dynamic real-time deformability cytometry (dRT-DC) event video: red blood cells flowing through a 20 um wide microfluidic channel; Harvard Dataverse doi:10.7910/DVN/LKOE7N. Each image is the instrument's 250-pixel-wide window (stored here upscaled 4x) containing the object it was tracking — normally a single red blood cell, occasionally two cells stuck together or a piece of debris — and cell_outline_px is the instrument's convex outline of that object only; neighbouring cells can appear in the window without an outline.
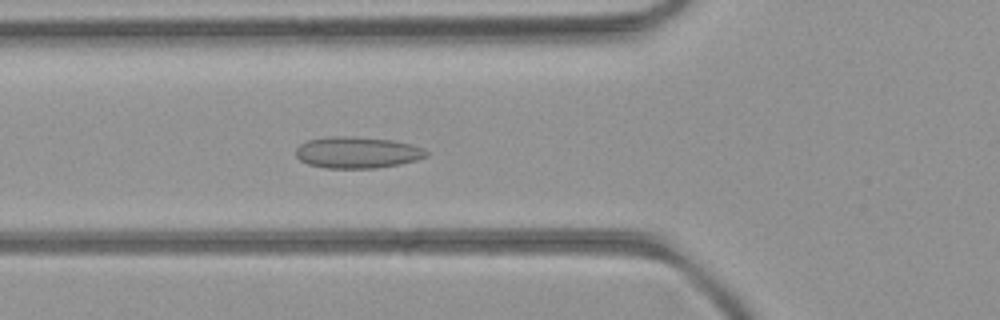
{"species": "common noctule bat (a hibernating species)", "species_latin": "Nyctalus noctula", "temperature_condition": "room temperature", "stored_images_in_passage": 38, "camera_frame_rate_fps": 3000, "um_per_image_px": 0.085, "animal": {"sex": "female", "body_mass_g": 21.9}, "frame": {"image": 1, "passage_image": 7, "time_ms": 2.0, "image_size_px": [1000, 320], "cell_outline_px": [[428, 156], [416, 160], [400, 164], [376, 168], [324, 168], [308, 164], [300, 160], [296, 156], [296, 148], [300, 144], [308, 140], [328, 136], [356, 136], [392, 140], [412, 144], [424, 148], [428, 152]], "centroid_in_image_um": [30.37, 12.95], "position_along_channel_um": 95.4, "area_um2": 24.16}}
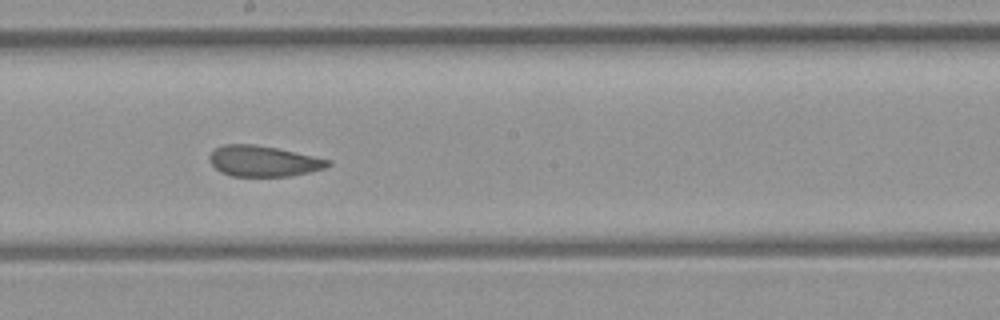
{"frame": {"image": 2, "passage_image": 16, "time_ms": 5.0, "image_size_px": [1000, 320], "cell_outline_px": [[332, 164], [324, 168], [308, 172], [288, 176], [232, 176], [220, 172], [212, 164], [208, 156], [216, 148], [224, 144], [256, 144], [276, 148], [332, 160]], "centroid_in_image_um": [22.38, 13.69], "position_along_channel_um": 225.8, "area_um2": 21.1}}
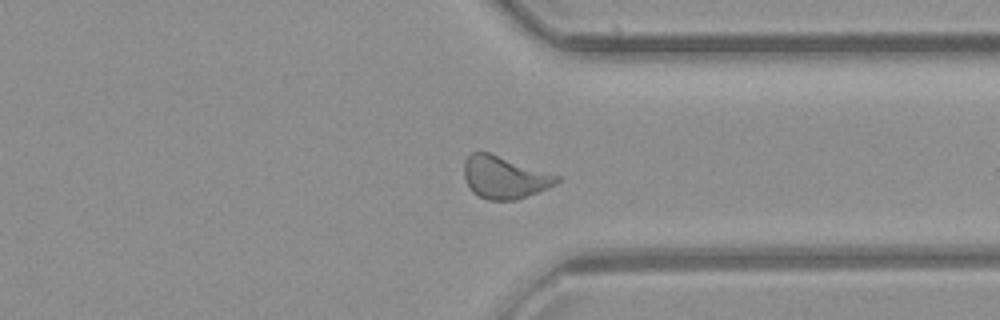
{"frame": {"image": 3, "passage_image": 26, "time_ms": 8.333, "image_size_px": [1000, 320], "cell_outline_px": [[560, 180], [556, 184], [548, 188], [516, 200], [488, 200], [472, 192], [464, 176], [464, 160], [472, 152], [488, 152], [560, 176]], "centroid_in_image_um": [42.87, 15.08], "position_along_channel_um": 368.5, "area_um2": 22.72}, "authors_computed_cell_mechanics": {"area_um2": 22.1374, "velocity_mm_per_s": 4.322, "shape_relaxation_time_tau1_ms": null, "shape_relaxation_time_tau2_ms": 0.9529, "deformation_change_tau1": null, "deformation_change_tau2": 0.0608}}